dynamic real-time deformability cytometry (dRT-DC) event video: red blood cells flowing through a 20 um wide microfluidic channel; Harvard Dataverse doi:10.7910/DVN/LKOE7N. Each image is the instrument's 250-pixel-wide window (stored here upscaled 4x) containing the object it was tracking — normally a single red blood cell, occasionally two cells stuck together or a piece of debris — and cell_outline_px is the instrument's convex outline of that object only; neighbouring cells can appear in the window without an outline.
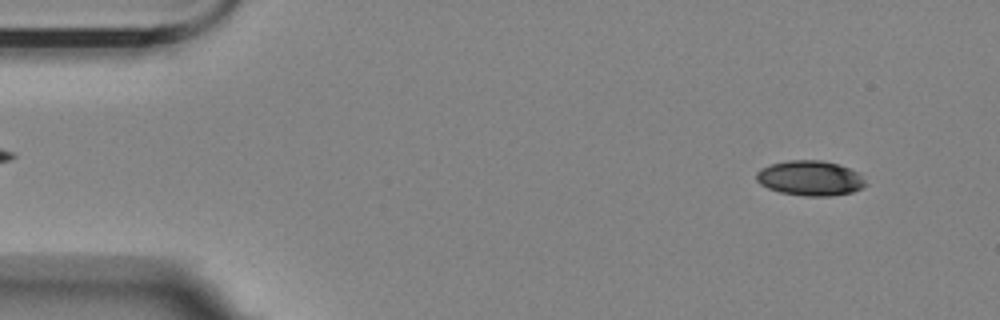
{"species": "Egyptian fruit bat (a non-hibernating species)", "species_latin": "Rousettus aegyptiacus", "temperature_condition": "room temperature", "stored_images_in_passage": 55, "camera_frame_rate_fps": 3000, "um_per_image_px": 0.085, "animal": {"sex": "female"}, "frame": {"image": 1, "passage_image": 4, "time_ms": 1.0, "image_size_px": [1000, 320], "cell_outline_px": [[868, 184], [852, 192], [832, 196], [804, 196], [780, 192], [768, 188], [760, 184], [756, 180], [756, 172], [760, 168], [772, 164], [788, 160], [820, 160], [836, 164], [848, 168], [856, 172]], "centroid_in_image_um": [68.82, 15.15], "position_along_channel_um": 16.2, "area_um2": 22.14}}
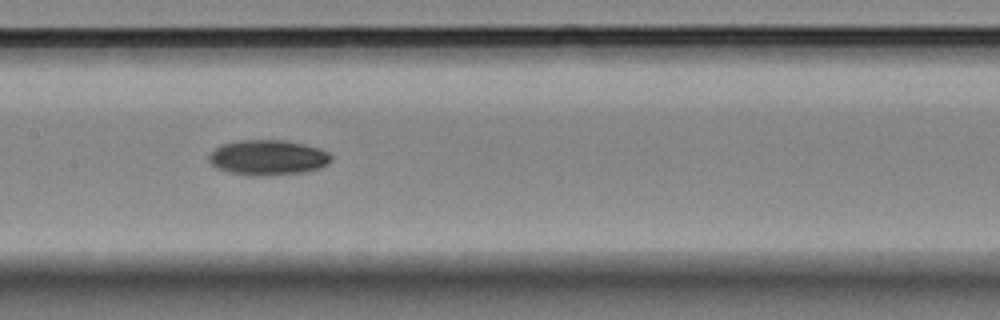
{"frame": {"image": 2, "passage_image": 26, "time_ms": 8.333, "image_size_px": [1000, 320], "cell_outline_px": [[332, 160], [328, 164], [320, 168], [304, 172], [268, 176], [252, 176], [232, 172], [216, 168], [208, 160], [208, 156], [220, 144], [236, 140], [284, 140], [304, 144], [320, 148], [328, 152], [332, 156]], "centroid_in_image_um": [22.79, 13.39], "position_along_channel_um": 184.6, "area_um2": 25.32}}
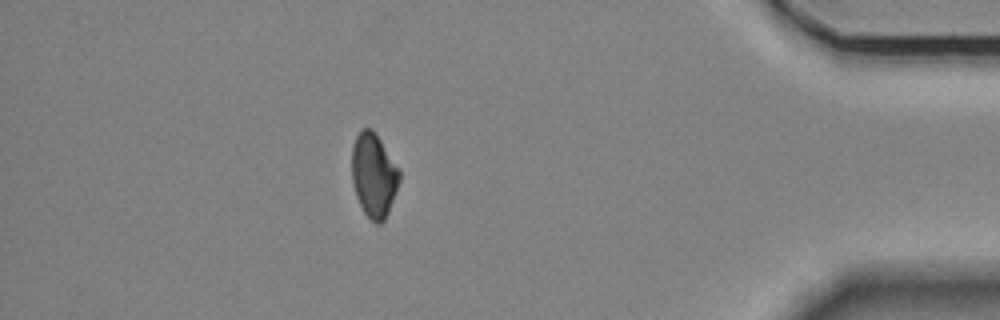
{"frame": {"image": 3, "passage_image": 48, "time_ms": 15.667, "image_size_px": [1000, 320], "cell_outline_px": [[400, 180], [388, 212], [384, 220], [380, 224], [376, 224], [364, 212], [356, 196], [352, 180], [352, 144], [360, 128], [372, 128], [400, 168]], "centroid_in_image_um": [31.77, 14.86], "position_along_channel_um": 403.4, "area_um2": 23.35}, "authors_computed_cell_mechanics": {"area_um2": 23.8136, "velocity_mm_per_s": 3.5789, "shape_relaxation_time_tau1_ms": 4.7423, "shape_relaxation_time_tau2_ms": null, "deformation_change_tau1": 0.117, "deformation_change_tau2": null}}